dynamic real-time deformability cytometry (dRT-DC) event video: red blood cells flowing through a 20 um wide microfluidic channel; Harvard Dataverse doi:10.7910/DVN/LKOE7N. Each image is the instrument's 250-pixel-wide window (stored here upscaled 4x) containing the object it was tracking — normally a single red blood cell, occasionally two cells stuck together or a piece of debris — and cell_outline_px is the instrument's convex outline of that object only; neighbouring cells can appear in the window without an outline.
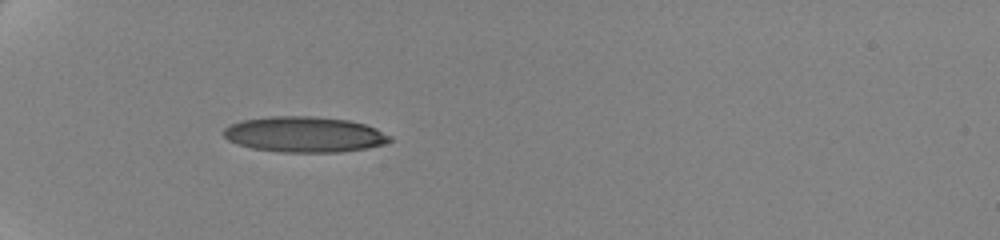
{"species": "human", "species_latin": "Homo sapiens", "temperature_condition": "cold", "stored_images_in_passage": 5, "camera_frame_rate_fps": 3000, "um_per_image_px": 0.085, "donor": {"sex": "female"}, "frame": {"image": 1, "passage_image": 1, "time_ms": 0.0, "image_size_px": [1000, 240], "cell_outline_px": [[392, 140], [384, 144], [364, 148], [340, 152], [280, 152], [252, 148], [236, 144], [228, 140], [224, 136], [224, 128], [228, 124], [240, 120], [268, 116], [312, 116], [348, 120], [364, 124], [376, 128], [392, 136]], "centroid_in_image_um": [25.84, 11.42], "position_along_channel_um": 59.2, "area_um2": 34.68}}
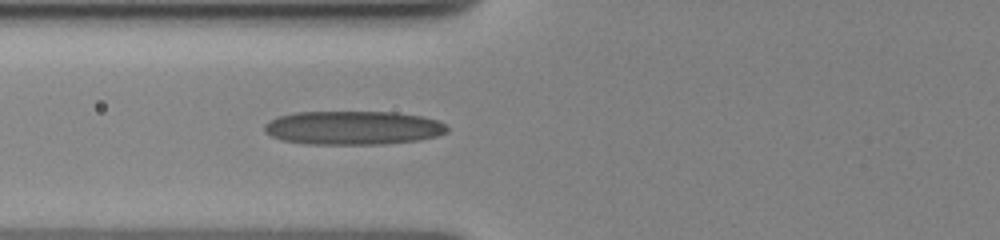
{"frame": {"image": 2, "passage_image": 5, "time_ms": 1.667, "image_size_px": [1000, 240], "cell_outline_px": [[448, 132], [436, 136], [420, 140], [384, 144], [304, 144], [280, 140], [264, 132], [264, 124], [276, 116], [296, 112], [396, 112], [420, 116], [436, 120], [444, 124], [448, 128]], "centroid_in_image_um": [29.97, 10.87], "position_along_channel_um": 95.8, "area_um2": 36.18}}